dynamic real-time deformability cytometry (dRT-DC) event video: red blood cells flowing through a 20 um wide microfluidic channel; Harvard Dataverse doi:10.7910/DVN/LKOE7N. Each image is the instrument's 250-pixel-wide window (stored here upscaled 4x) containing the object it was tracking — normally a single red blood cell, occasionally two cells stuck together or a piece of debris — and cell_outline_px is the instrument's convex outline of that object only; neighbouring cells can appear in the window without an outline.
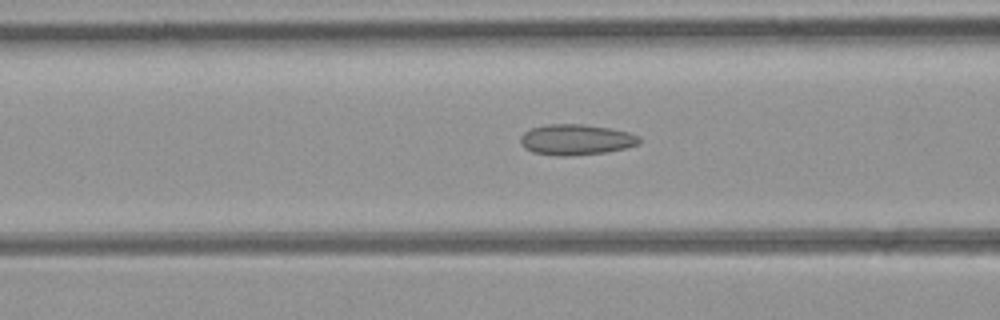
{"species": "common noctule bat (a hibernating species)", "species_latin": "Nyctalus noctula", "temperature_condition": "room temperature", "stored_images_in_passage": 51, "camera_frame_rate_fps": 3000, "um_per_image_px": 0.085, "animal": {"sex": "female", "body_mass_g": 21.9}, "frame": {"image": 1, "passage_image": 20, "time_ms": 6.333, "image_size_px": [1000, 320], "cell_outline_px": [[640, 144], [608, 152], [568, 156], [564, 156], [532, 152], [524, 148], [520, 144], [520, 136], [524, 132], [532, 128], [548, 124], [584, 124], [608, 128], [628, 132], [640, 136]], "centroid_in_image_um": [48.96, 11.87], "position_along_channel_um": 117.6, "area_um2": 21.27}}
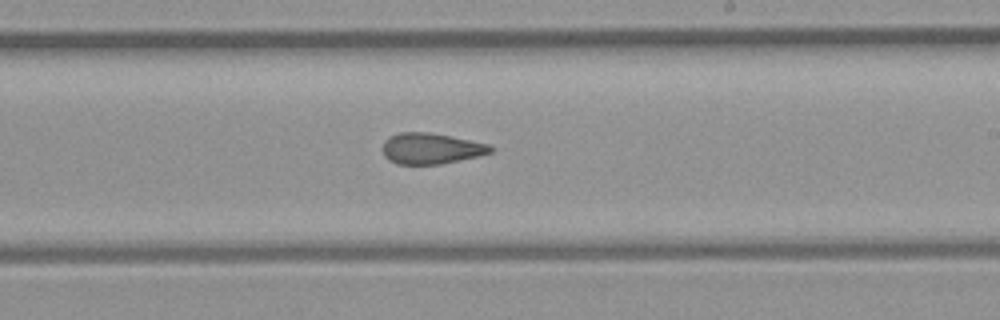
{"frame": {"image": 2, "passage_image": 30, "time_ms": 9.667, "image_size_px": [1000, 320], "cell_outline_px": [[492, 152], [476, 156], [440, 164], [396, 164], [388, 160], [384, 156], [384, 140], [400, 132], [428, 132], [488, 144], [492, 148]], "centroid_in_image_um": [36.59, 12.63], "position_along_channel_um": 252.4, "area_um2": 19.02}}
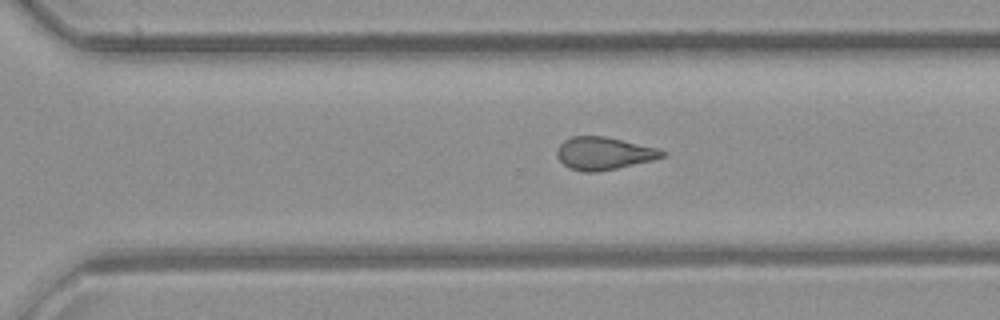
{"frame": {"image": 3, "passage_image": 35, "time_ms": 11.333, "image_size_px": [1000, 320], "cell_outline_px": [[668, 152], [664, 156], [652, 160], [616, 168], [596, 172], [584, 172], [568, 168], [556, 156], [556, 148], [564, 140], [572, 136], [604, 136], [660, 148]], "centroid_in_image_um": [51.32, 13.03], "position_along_channel_um": 319.3, "area_um2": 20.11}, "authors_computed_cell_mechanics": {"area_um2": 20.7502, "velocity_mm_per_s": 4.0431, "shape_relaxation_time_tau1_ms": null, "shape_relaxation_time_tau2_ms": 2.2132, "deformation_change_tau1": null, "deformation_change_tau2": 0.0923}}